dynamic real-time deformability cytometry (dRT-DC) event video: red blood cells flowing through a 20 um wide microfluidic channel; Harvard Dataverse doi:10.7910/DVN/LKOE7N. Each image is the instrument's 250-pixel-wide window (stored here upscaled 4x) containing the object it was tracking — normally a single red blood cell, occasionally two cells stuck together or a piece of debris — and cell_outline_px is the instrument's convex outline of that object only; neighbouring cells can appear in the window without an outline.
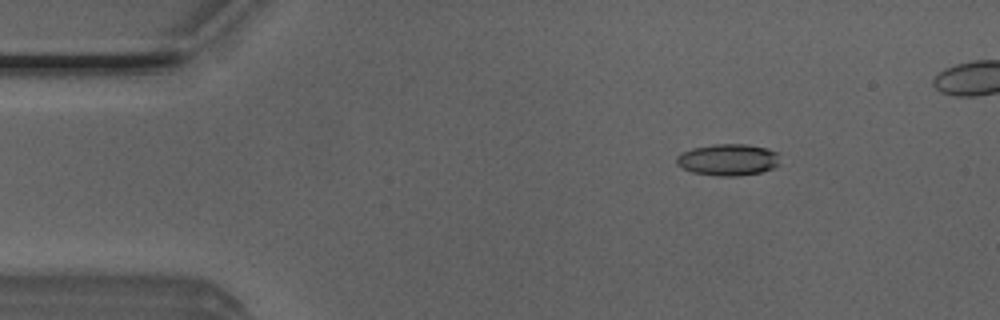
{"species": "Egyptian fruit bat (a non-hibernating species)", "species_latin": "Rousettus aegyptiacus", "temperature_condition": "room temperature", "stored_images_in_passage": 41, "camera_frame_rate_fps": 3000, "um_per_image_px": 0.085, "animal": {"sex": "male"}, "frame": {"image": 1, "passage_image": 1, "time_ms": 0.0, "image_size_px": [1000, 320], "cell_outline_px": [[780, 164], [772, 168], [760, 172], [740, 176], [716, 176], [692, 172], [676, 164], [676, 156], [680, 152], [692, 148], [716, 144], [744, 144], [768, 148], [776, 152]], "centroid_in_image_um": [61.86, 13.58], "position_along_channel_um": 23.1, "area_um2": 19.13}}
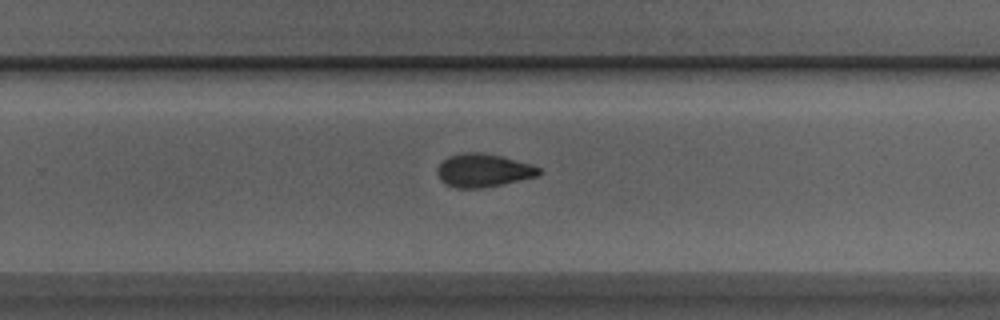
{"frame": {"image": 2, "passage_image": 26, "time_ms": 8.333, "image_size_px": [1000, 320], "cell_outline_px": [[544, 172], [536, 176], [484, 188], [456, 188], [444, 184], [440, 180], [436, 172], [436, 168], [448, 156], [464, 152], [480, 152], [500, 156], [532, 164], [540, 168]], "centroid_in_image_um": [41.05, 14.49], "position_along_channel_um": 288.7, "area_um2": 19.77}}
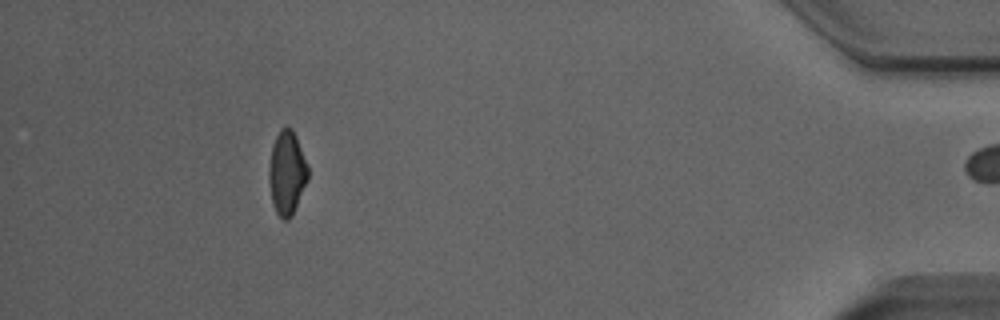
{"frame": {"image": 3, "passage_image": 40, "time_ms": 13.0, "image_size_px": [1000, 320], "cell_outline_px": [[308, 180], [292, 216], [288, 220], [284, 220], [276, 212], [272, 204], [268, 180], [268, 168], [272, 144], [280, 128], [292, 128], [296, 136], [308, 168]], "centroid_in_image_um": [24.36, 14.71], "position_along_channel_um": 410.8, "area_um2": 19.13}, "authors_computed_cell_mechanics": {"area_um2": 19.5942, "velocity_mm_per_s": 4.0182, "shape_relaxation_time_tau1_ms": 3.2525, "shape_relaxation_time_tau2_ms": 4.1757, "deformation_change_tau1": 0.1526, "deformation_change_tau2": 0.1125}}